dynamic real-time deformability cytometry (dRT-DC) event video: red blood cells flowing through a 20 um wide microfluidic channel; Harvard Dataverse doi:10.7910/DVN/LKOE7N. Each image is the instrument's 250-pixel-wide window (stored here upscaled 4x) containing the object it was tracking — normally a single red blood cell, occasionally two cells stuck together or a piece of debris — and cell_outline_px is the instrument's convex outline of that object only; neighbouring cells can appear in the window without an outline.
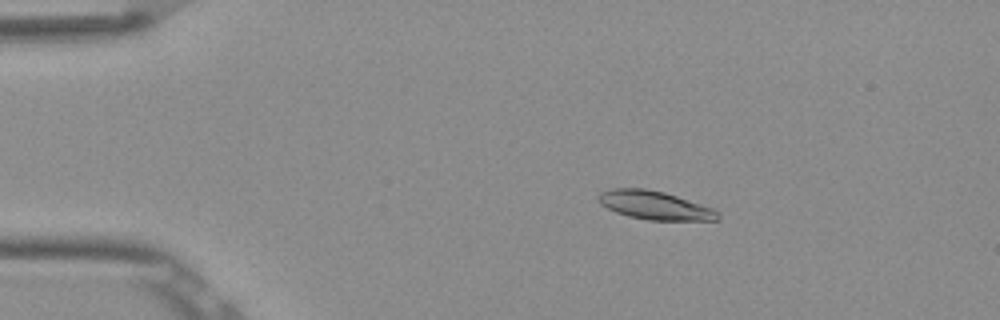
{"species": "Egyptian fruit bat (a non-hibernating species)", "species_latin": "Rousettus aegyptiacus", "temperature_condition": "room temperature", "stored_images_in_passage": 53, "camera_frame_rate_fps": 3000, "um_per_image_px": 0.085, "frame": {"image": 1, "passage_image": 10, "time_ms": 3.0, "image_size_px": [1000, 320], "cell_outline_px": [[720, 220], [648, 220], [628, 216], [616, 212], [600, 204], [596, 196], [600, 192], [612, 188], [644, 188], [664, 192], [716, 208], [720, 212]], "centroid_in_image_um": [55.69, 17.45], "position_along_channel_um": 29.3, "area_um2": 20.11}}
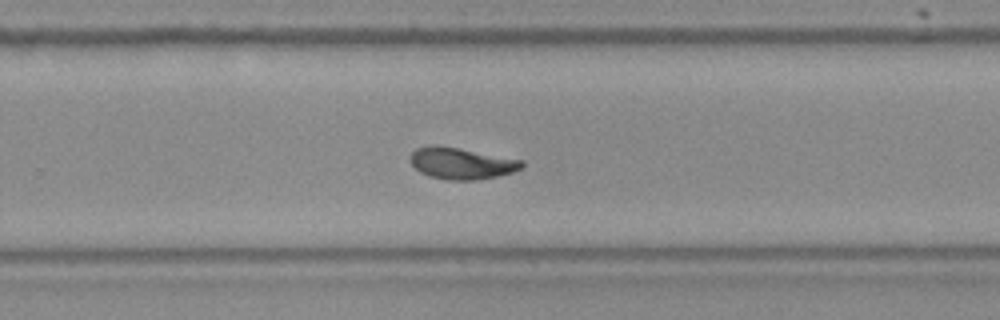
{"frame": {"image": 2, "passage_image": 35, "time_ms": 11.333, "image_size_px": [1000, 320], "cell_outline_px": [[524, 168], [512, 172], [496, 176], [476, 180], [448, 180], [428, 176], [420, 172], [412, 164], [408, 156], [416, 148], [432, 144], [436, 144], [460, 148], [524, 160]], "centroid_in_image_um": [39.21, 13.87], "position_along_channel_um": 290.6, "area_um2": 20.75}}
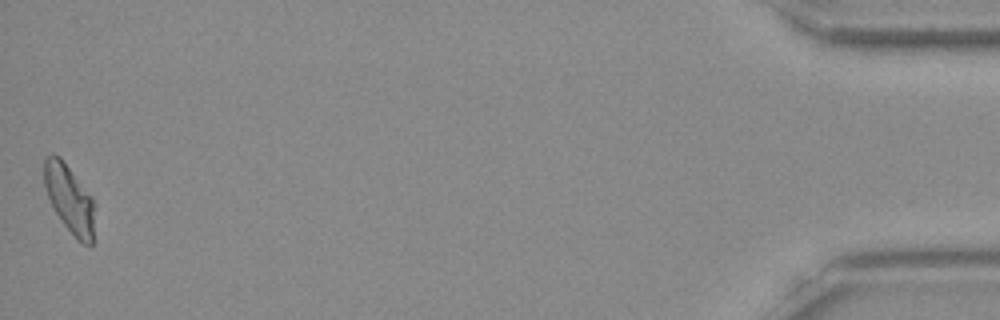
{"frame": {"image": 3, "passage_image": 53, "time_ms": 17.333, "image_size_px": [1000, 320], "cell_outline_px": [[96, 204], [92, 244], [84, 244], [64, 224], [56, 212], [48, 196], [44, 184], [44, 156], [52, 152], [60, 156], [92, 196]], "centroid_in_image_um": [5.92, 16.83], "position_along_channel_um": 429.3, "area_um2": 20.0}, "authors_computed_cell_mechanics": {"area_um2": 19.9988, "velocity_mm_per_s": 3.8575, "shape_relaxation_time_tau1_ms": 3.1722, "shape_relaxation_time_tau2_ms": 2.0117, "deformation_change_tau1": 0.1439, "deformation_change_tau2": 0.0794}}